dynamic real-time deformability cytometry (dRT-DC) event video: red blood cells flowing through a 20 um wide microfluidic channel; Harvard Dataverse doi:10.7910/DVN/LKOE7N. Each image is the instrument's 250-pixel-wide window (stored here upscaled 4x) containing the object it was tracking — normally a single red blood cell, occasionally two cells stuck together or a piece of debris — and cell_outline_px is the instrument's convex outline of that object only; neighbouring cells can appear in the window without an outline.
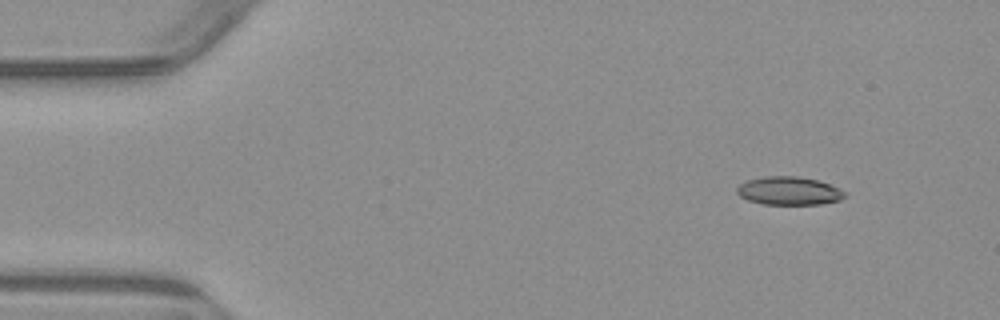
{"species": "common noctule bat (a hibernating species)", "species_latin": "Nyctalus noctula", "temperature_condition": "warm", "stored_images_in_passage": 5, "camera_frame_rate_fps": 3000, "um_per_image_px": 0.085, "animal": {"sex": "male", "body_mass_g": 23.1, "forearm_length_mm": 52.7}, "frame": {"image": 1, "passage_image": 2, "time_ms": 1.333, "image_size_px": [1000, 320], "cell_outline_px": [[848, 196], [840, 200], [820, 204], [764, 204], [748, 200], [740, 196], [736, 192], [736, 188], [740, 184], [748, 180], [764, 176], [796, 176], [816, 180], [840, 188], [848, 192]], "centroid_in_image_um": [67.09, 16.22], "position_along_channel_um": 17.9, "area_um2": 17.8}}
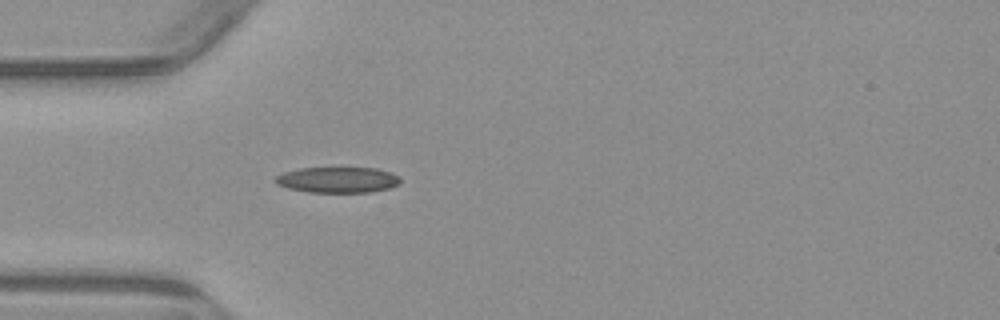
{"frame": {"image": 2, "passage_image": 5, "time_ms": 4.667, "image_size_px": [1000, 320], "cell_outline_px": [[400, 184], [392, 188], [372, 192], [308, 192], [288, 188], [276, 184], [272, 180], [276, 176], [284, 172], [300, 168], [376, 168], [392, 172], [400, 176]], "centroid_in_image_um": [28.73, 15.29], "position_along_channel_um": 56.3, "area_um2": 19.02}}